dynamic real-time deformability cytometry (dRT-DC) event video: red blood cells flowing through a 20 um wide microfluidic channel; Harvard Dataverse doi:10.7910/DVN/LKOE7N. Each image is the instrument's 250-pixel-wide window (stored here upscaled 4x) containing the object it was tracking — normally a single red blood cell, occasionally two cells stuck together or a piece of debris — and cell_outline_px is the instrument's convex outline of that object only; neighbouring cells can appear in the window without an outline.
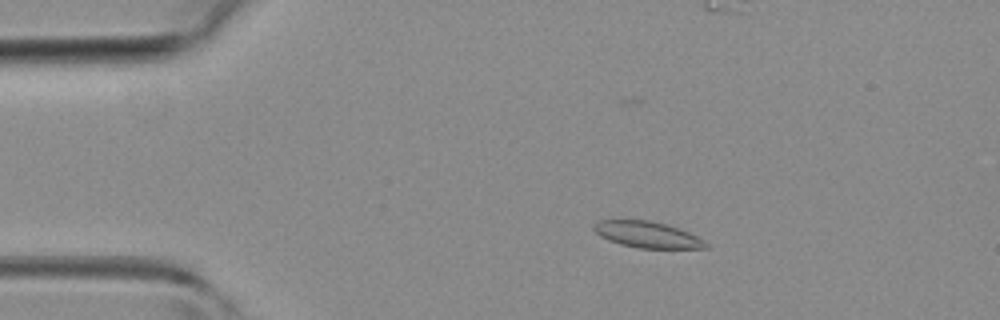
{"species": "common noctule bat (a hibernating species)", "species_latin": "Nyctalus noctula", "temperature_condition": "room temperature", "stored_images_in_passage": 45, "camera_frame_rate_fps": 3000, "um_per_image_px": 0.085, "animal": {"sex": "female", "body_mass_g": 19.3, "forearm_length_mm": 54.1}, "frame": {"image": 1, "passage_image": 8, "time_ms": 2.333, "image_size_px": [1000, 320], "cell_outline_px": [[708, 248], [640, 248], [620, 244], [608, 240], [600, 236], [592, 228], [592, 224], [596, 220], [648, 220], [668, 224], [688, 232], [704, 240], [708, 244]], "centroid_in_image_um": [54.99, 19.93], "position_along_channel_um": 30.0, "area_um2": 17.17}}
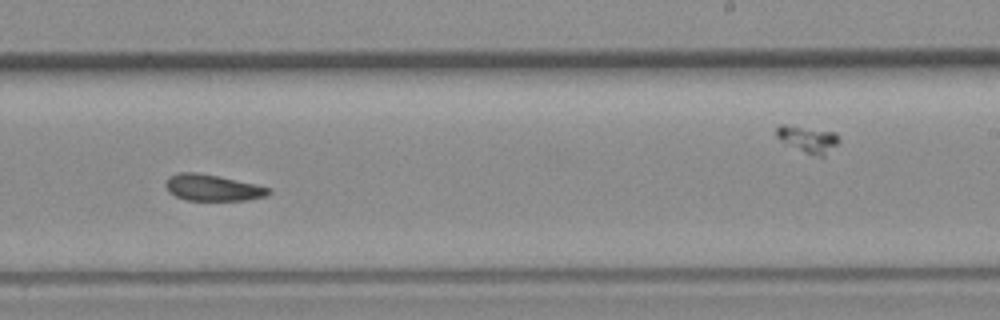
{"frame": {"image": 2, "passage_image": 27, "time_ms": 8.667, "image_size_px": [1000, 320], "cell_outline_px": [[272, 192], [268, 196], [248, 200], [188, 200], [176, 196], [168, 192], [164, 184], [164, 180], [168, 176], [176, 172], [200, 172], [220, 176], [256, 184], [272, 188]], "centroid_in_image_um": [18.07, 15.94], "position_along_channel_um": 270.9, "area_um2": 16.24}}
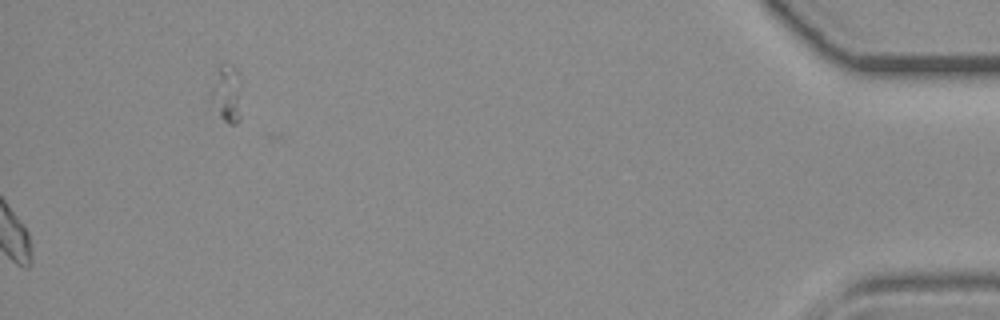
{"frame": {"image": 3, "passage_image": 45, "time_ms": 14.667, "image_size_px": [1000, 320], "cell_outline_px": [[240, 120], [236, 124], [228, 124], [220, 116], [208, 96], [216, 64], [232, 64], [236, 68], [240, 80]], "centroid_in_image_um": [19.23, 7.89], "position_along_channel_um": 416.0, "area_um2": 10.75}}